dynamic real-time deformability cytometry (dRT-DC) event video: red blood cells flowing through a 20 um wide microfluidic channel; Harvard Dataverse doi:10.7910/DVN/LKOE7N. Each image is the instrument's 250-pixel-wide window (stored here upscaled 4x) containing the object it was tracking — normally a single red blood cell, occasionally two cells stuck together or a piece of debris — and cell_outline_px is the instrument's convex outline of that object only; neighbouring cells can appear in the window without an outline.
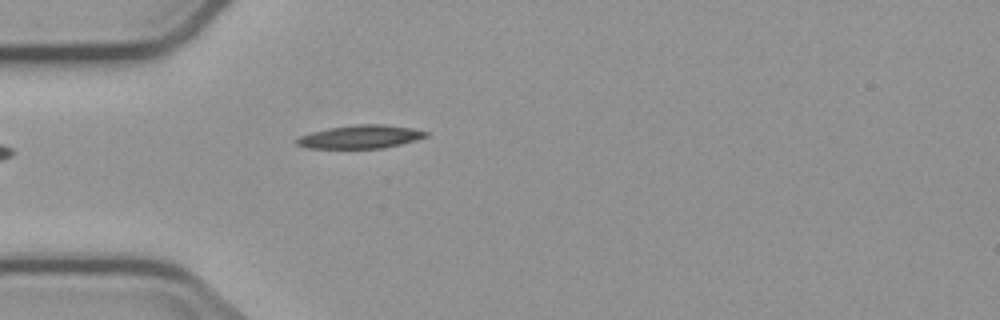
{"species": "common noctule bat (a hibernating species)", "species_latin": "Nyctalus noctula", "temperature_condition": "cold", "stored_images_in_passage": 2, "camera_frame_rate_fps": 3000, "um_per_image_px": 0.085, "animal": {"sex": "male", "body_mass_g": 23.1, "forearm_length_mm": 52.7}, "frame": {"image": 1, "passage_image": 2, "time_ms": 1.333, "image_size_px": [1000, 320], "cell_outline_px": [[428, 136], [416, 140], [384, 148], [308, 148], [296, 144], [292, 140], [300, 136], [312, 132], [328, 128], [356, 124], [384, 124], [412, 128], [428, 132]], "centroid_in_image_um": [30.61, 11.62], "position_along_channel_um": 54.4, "area_um2": 17.57}}